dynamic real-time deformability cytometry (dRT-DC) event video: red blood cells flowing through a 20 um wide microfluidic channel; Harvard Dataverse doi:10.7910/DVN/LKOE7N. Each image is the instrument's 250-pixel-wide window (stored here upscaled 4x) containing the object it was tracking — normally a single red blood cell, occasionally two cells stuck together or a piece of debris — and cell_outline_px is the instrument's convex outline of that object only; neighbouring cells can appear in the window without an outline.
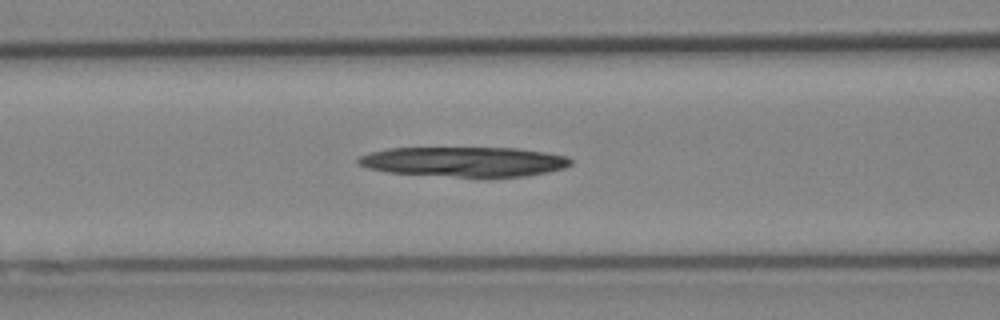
{"species": "Egyptian fruit bat (a non-hibernating species)", "species_latin": "Rousettus aegyptiacus", "temperature_condition": "cold", "stored_images_in_passage": 35, "camera_frame_rate_fps": 3000, "um_per_image_px": 0.085, "animal": {"sex": "female"}, "frame": {"image": 1, "passage_image": 5, "time_ms": 1.333, "image_size_px": [1000, 320], "cell_outline_px": [[572, 164], [564, 168], [548, 172], [524, 176], [456, 176], [388, 172], [368, 168], [356, 164], [356, 160], [360, 156], [372, 152], [388, 148], [516, 148], [544, 152], [568, 156], [572, 160]], "centroid_in_image_um": [39.47, 13.73], "position_along_channel_um": 127.1, "area_um2": 36.59}}
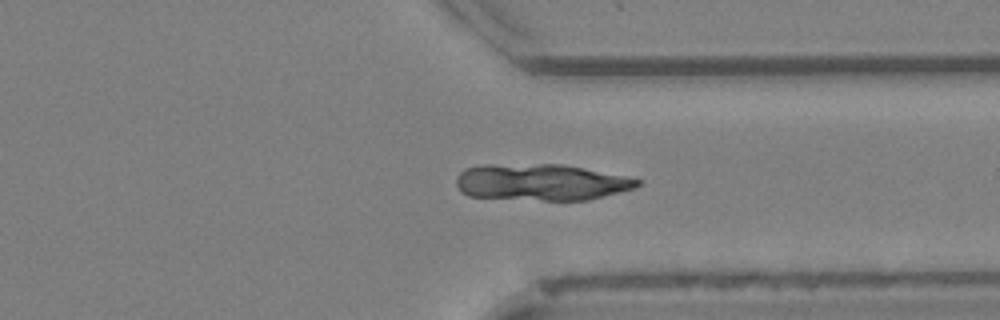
{"frame": {"image": 2, "passage_image": 23, "time_ms": 7.333, "image_size_px": [1000, 320], "cell_outline_px": [[640, 184], [636, 188], [588, 200], [544, 200], [468, 196], [456, 184], [456, 176], [464, 168], [484, 164], [564, 164], [584, 168], [640, 180]], "centroid_in_image_um": [45.96, 15.48], "position_along_channel_um": 365.4, "area_um2": 38.32}}
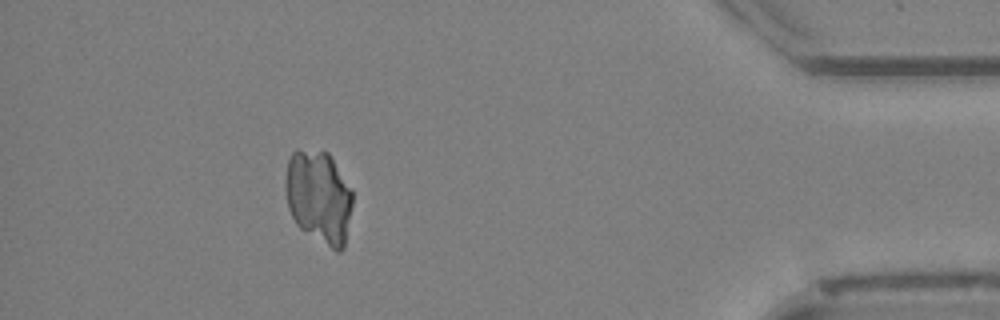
{"frame": {"image": 3, "passage_image": 30, "time_ms": 9.667, "image_size_px": [1000, 320], "cell_outline_px": [[352, 204], [344, 248], [340, 252], [336, 252], [300, 228], [296, 224], [288, 208], [284, 184], [284, 180], [288, 160], [292, 152], [328, 152], [352, 188]], "centroid_in_image_um": [27.1, 16.77], "position_along_channel_um": 408.1, "area_um2": 36.24}}